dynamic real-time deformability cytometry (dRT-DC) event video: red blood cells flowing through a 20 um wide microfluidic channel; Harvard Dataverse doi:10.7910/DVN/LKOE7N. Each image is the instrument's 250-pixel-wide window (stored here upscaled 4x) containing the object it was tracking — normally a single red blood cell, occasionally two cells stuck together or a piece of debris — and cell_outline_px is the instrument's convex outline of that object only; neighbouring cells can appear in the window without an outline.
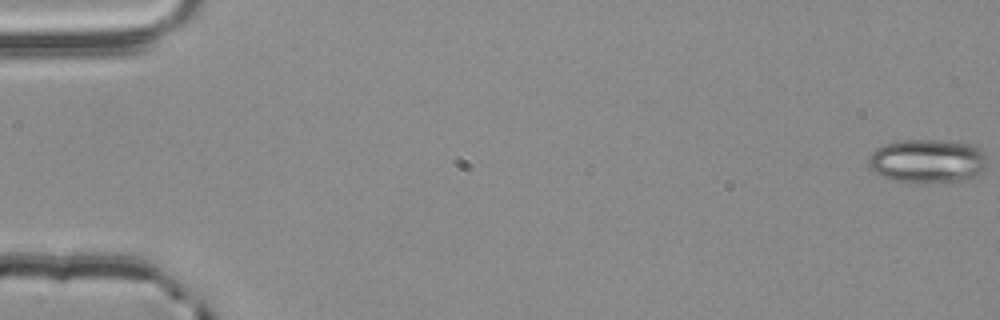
{"species": "common noctule bat (a hibernating species)", "species_latin": "Nyctalus noctula", "temperature_condition": "room temperature", "stored_images_in_passage": 55, "camera_frame_rate_fps": 3000, "um_per_image_px": 0.085, "animal": {"sex": "male", "body_mass_g": 20.4}, "frame": {"image": 1, "passage_image": 1, "time_ms": 0.0, "image_size_px": [1000, 320], "cell_outline_px": [[984, 168], [976, 176], [964, 180], [892, 180], [880, 176], [868, 164], [868, 156], [876, 148], [884, 144], [900, 140], [936, 140], [972, 144], [984, 148]], "centroid_in_image_um": [78.82, 13.63], "position_along_channel_um": 6.2, "area_um2": 29.54}}
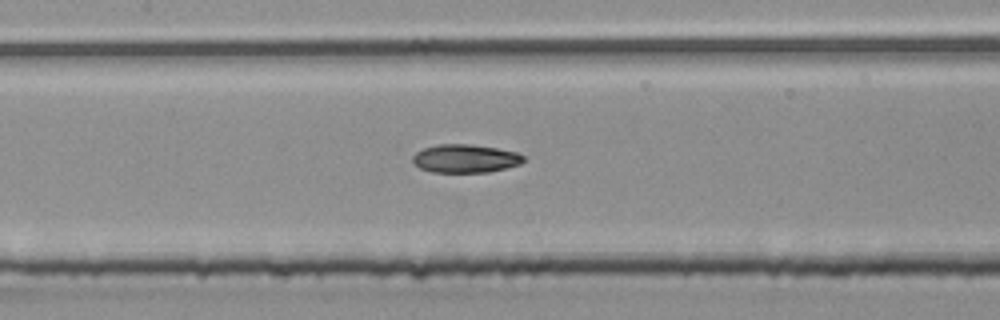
{"frame": {"image": 2, "passage_image": 27, "time_ms": 8.667, "image_size_px": [1000, 320], "cell_outline_px": [[524, 160], [520, 164], [488, 172], [432, 172], [420, 168], [412, 160], [412, 156], [416, 152], [424, 148], [436, 144], [472, 144], [496, 148], [516, 152], [524, 156]], "centroid_in_image_um": [39.53, 13.47], "position_along_channel_um": 167.9, "area_um2": 18.21}}
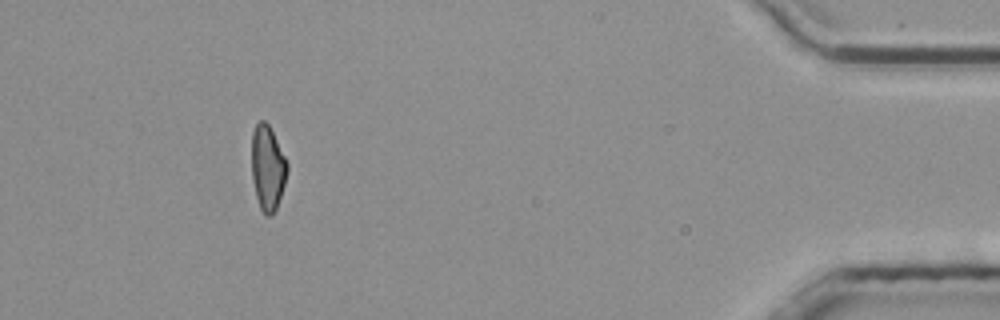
{"frame": {"image": 3, "passage_image": 51, "time_ms": 16.667, "image_size_px": [1000, 320], "cell_outline_px": [[288, 172], [276, 208], [272, 216], [264, 216], [260, 208], [256, 196], [252, 180], [252, 132], [256, 124], [260, 120], [264, 120], [268, 124], [288, 164]], "centroid_in_image_um": [22.73, 14.29], "position_along_channel_um": 412.5, "area_um2": 17.46}, "authors_computed_cell_mechanics": {"area_um2": 18.5538, "velocity_mm_per_s": 3.8763, "shape_relaxation_time_tau1_ms": 4.9766, "shape_relaxation_time_tau2_ms": 3.9331, "deformation_change_tau1": 0.1617, "deformation_change_tau2": 0.1025}}